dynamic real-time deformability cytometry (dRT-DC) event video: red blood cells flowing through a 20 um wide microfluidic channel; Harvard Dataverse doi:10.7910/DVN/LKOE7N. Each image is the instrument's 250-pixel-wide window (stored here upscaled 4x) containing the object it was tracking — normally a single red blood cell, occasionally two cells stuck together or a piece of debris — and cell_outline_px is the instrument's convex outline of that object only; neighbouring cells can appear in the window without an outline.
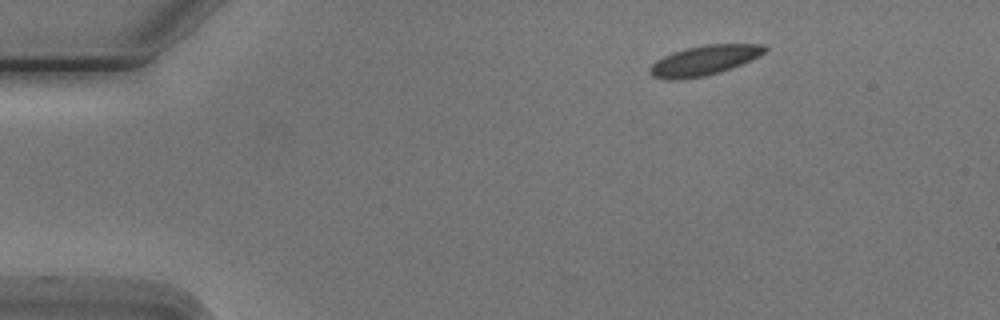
{"species": "Egyptian fruit bat (a non-hibernating species)", "species_latin": "Rousettus aegyptiacus", "temperature_condition": "cold", "stored_images_in_passage": 3, "camera_frame_rate_fps": 3000, "um_per_image_px": 0.085, "animal": {"sex": "male"}, "frame": {"image": 1, "passage_image": 1, "time_ms": 0.0, "image_size_px": [1000, 320], "cell_outline_px": [[768, 48], [764, 52], [732, 68], [720, 72], [704, 76], [676, 80], [668, 80], [652, 76], [648, 72], [648, 68], [656, 60], [672, 52], [704, 44], [764, 44]], "centroid_in_image_um": [59.79, 5.14], "position_along_channel_um": 25.2, "area_um2": 19.83}}